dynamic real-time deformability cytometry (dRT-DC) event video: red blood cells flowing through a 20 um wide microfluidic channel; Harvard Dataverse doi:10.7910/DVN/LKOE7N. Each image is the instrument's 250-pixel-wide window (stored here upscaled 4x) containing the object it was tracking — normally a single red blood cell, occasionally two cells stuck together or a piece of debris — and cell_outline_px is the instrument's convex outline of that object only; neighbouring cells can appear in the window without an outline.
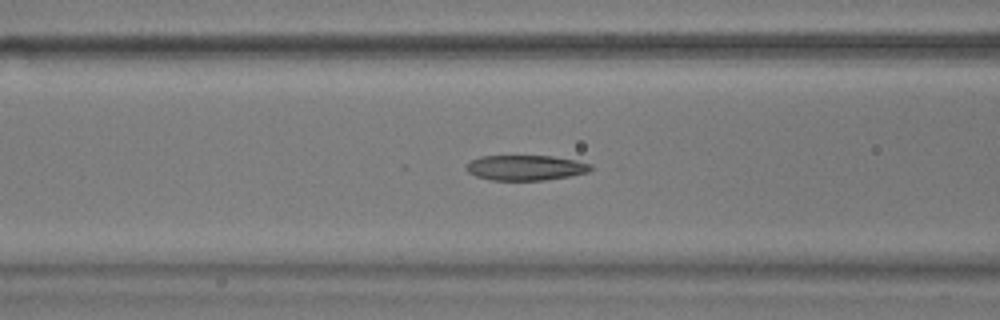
{"species": "common noctule bat (a hibernating species)", "species_latin": "Nyctalus noctula", "temperature_condition": "warm", "stored_images_in_passage": 56, "camera_frame_rate_fps": 3000, "um_per_image_px": 0.085, "animal": {"sex": "male", "body_mass_g": 17.9}, "frame": {"image": 1, "passage_image": 22, "time_ms": 7.0, "image_size_px": [1000, 320], "cell_outline_px": [[592, 168], [588, 172], [568, 176], [544, 180], [492, 180], [476, 176], [468, 172], [464, 168], [472, 160], [480, 156], [552, 156], [576, 160], [592, 164]], "centroid_in_image_um": [44.67, 14.25], "position_along_channel_um": 121.9, "area_um2": 18.21}}
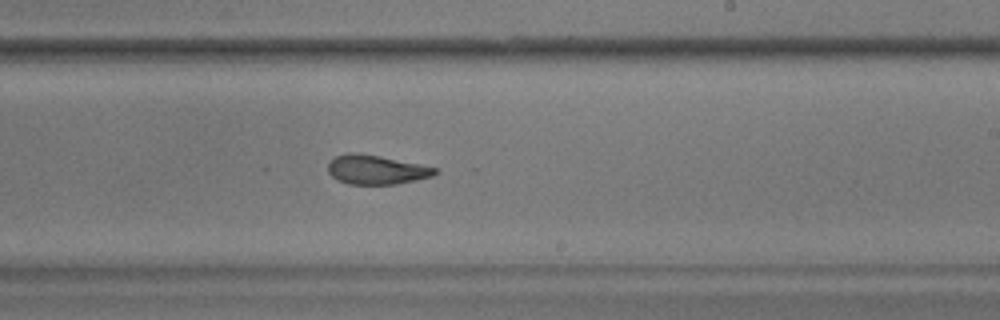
{"frame": {"image": 2, "passage_image": 33, "time_ms": 10.667, "image_size_px": [1000, 320], "cell_outline_px": [[440, 172], [432, 176], [416, 180], [396, 184], [348, 184], [336, 180], [328, 172], [328, 164], [336, 156], [348, 152], [360, 152], [440, 168]], "centroid_in_image_um": [32.01, 14.42], "position_along_channel_um": 257.0, "area_um2": 18.44}}
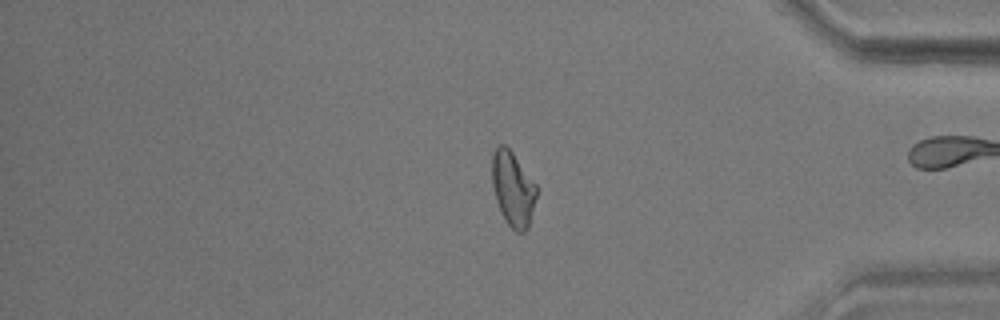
{"frame": {"image": 3, "passage_image": 46, "time_ms": 15.0, "image_size_px": [1000, 320], "cell_outline_px": [[536, 196], [528, 228], [524, 232], [516, 232], [504, 220], [496, 200], [492, 184], [492, 152], [500, 144], [504, 144], [512, 152], [536, 184]], "centroid_in_image_um": [43.58, 16.05], "position_along_channel_um": 391.6, "area_um2": 19.19}, "authors_computed_cell_mechanics": {"area_um2": 19.4497, "velocity_mm_per_s": 3.6868, "shape_relaxation_time_tau1_ms": 6.5411, "shape_relaxation_time_tau2_ms": 1.8081, "deformation_change_tau1": 0.2163, "deformation_change_tau2": 0.0781}}